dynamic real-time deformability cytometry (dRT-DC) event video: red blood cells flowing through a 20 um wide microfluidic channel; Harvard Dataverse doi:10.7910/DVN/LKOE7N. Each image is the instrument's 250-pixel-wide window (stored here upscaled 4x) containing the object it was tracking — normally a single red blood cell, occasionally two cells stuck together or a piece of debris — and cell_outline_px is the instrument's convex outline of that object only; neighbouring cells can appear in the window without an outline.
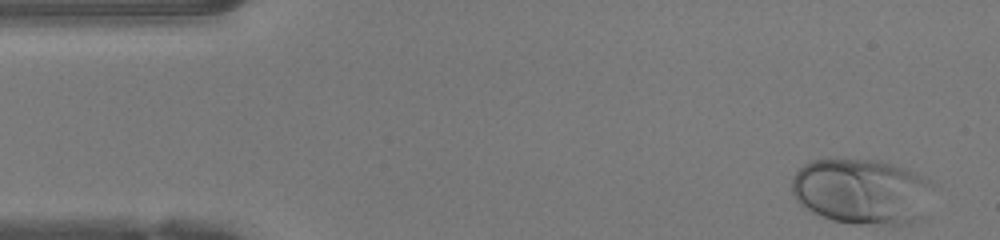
{"species": "human", "species_latin": "Homo sapiens", "temperature_condition": "warm", "stored_images_in_passage": 46, "camera_frame_rate_fps": 3000, "um_per_image_px": 0.085, "donor": {"sex": "female"}, "frame": {"image": 1, "passage_image": 1, "time_ms": 0.0, "image_size_px": [1000, 240], "cell_outline_px": [[932, 184], [920, 220], [912, 224], [856, 224], [832, 220], [812, 212], [804, 208], [796, 200], [792, 192], [792, 176], [804, 164], [812, 160], [876, 160], [908, 168], [928, 180]], "centroid_in_image_um": [73.22, 16.28], "position_along_channel_um": 11.8, "area_um2": 53.87}}
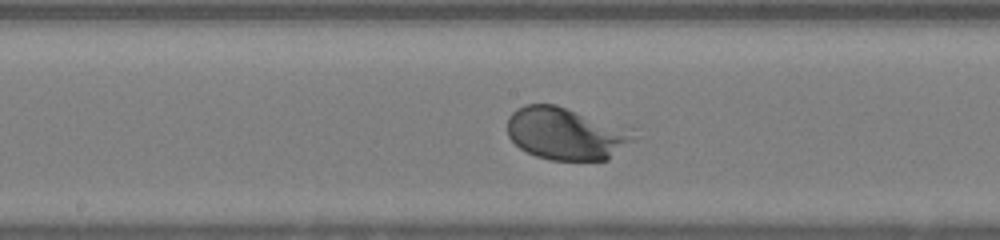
{"frame": {"image": 2, "passage_image": 22, "time_ms": 7.0, "image_size_px": [1000, 240], "cell_outline_px": [[644, 136], [608, 160], [552, 160], [536, 156], [520, 148], [508, 136], [508, 116], [516, 108], [524, 104], [556, 104], [632, 128]], "centroid_in_image_um": [48.23, 11.35], "position_along_channel_um": 200.0, "area_um2": 39.59}}
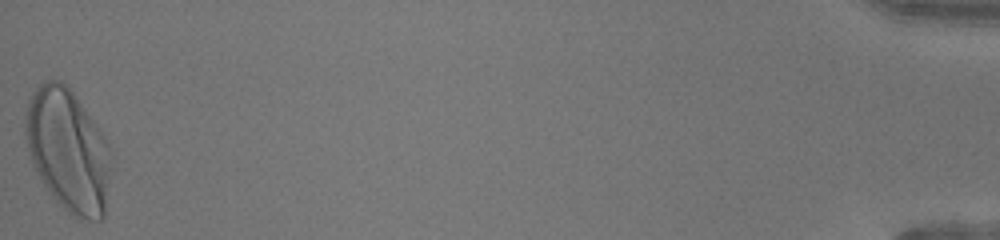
{"frame": {"image": 3, "passage_image": 46, "time_ms": 15.0, "image_size_px": [1000, 240], "cell_outline_px": [[112, 168], [104, 216], [100, 220], [80, 220], [72, 216], [44, 188], [32, 164], [24, 132], [24, 120], [28, 100], [32, 92], [44, 80], [60, 80], [68, 84], [100, 128], [108, 144]], "centroid_in_image_um": [5.78, 12.77], "position_along_channel_um": 429.4, "area_um2": 62.19}, "authors_computed_cell_mechanics": {"area_um2": 41.1247, "velocity_mm_per_s": 4.2192, "shape_relaxation_time_tau1_ms": 2.7234, "shape_relaxation_time_tau2_ms": null, "deformation_change_tau1": 0.2041, "deformation_change_tau2": null}}